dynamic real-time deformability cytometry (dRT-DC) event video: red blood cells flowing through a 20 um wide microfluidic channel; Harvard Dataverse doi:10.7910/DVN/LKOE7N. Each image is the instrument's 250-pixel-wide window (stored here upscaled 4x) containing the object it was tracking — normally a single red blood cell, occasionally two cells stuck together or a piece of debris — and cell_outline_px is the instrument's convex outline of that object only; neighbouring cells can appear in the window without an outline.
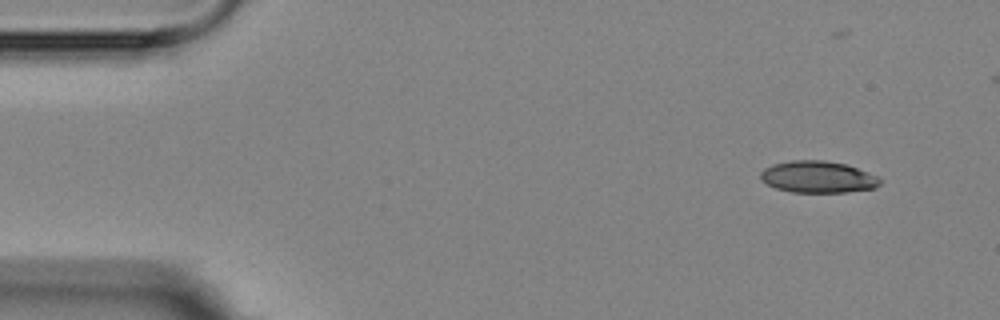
{"species": "Egyptian fruit bat (a non-hibernating species)", "species_latin": "Rousettus aegyptiacus", "temperature_condition": "room temperature", "stored_images_in_passage": 4, "camera_frame_rate_fps": 3000, "um_per_image_px": 0.085, "animal": {"sex": "female"}, "frame": {"image": 1, "passage_image": 1, "time_ms": 0.0, "image_size_px": [1000, 320], "cell_outline_px": [[880, 184], [876, 188], [844, 192], [792, 192], [776, 188], [768, 184], [760, 176], [760, 172], [764, 168], [772, 164], [792, 160], [824, 160], [844, 164], [880, 176]], "centroid_in_image_um": [69.53, 15.04], "position_along_channel_um": 15.5, "area_um2": 22.02}}
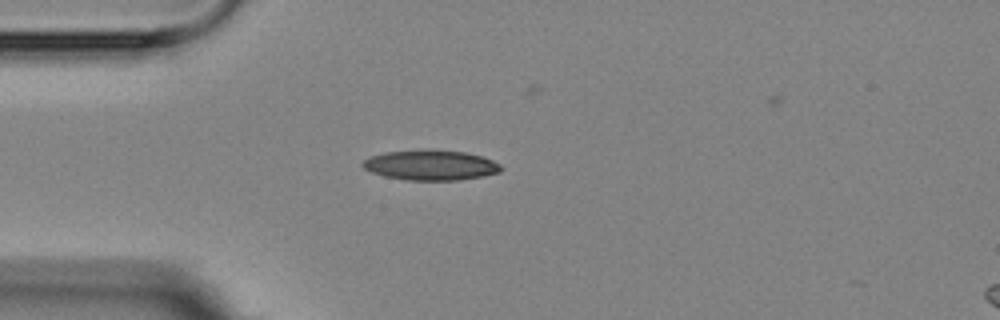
{"frame": {"image": 2, "passage_image": 3, "time_ms": 3.333, "image_size_px": [1000, 320], "cell_outline_px": [[504, 168], [500, 172], [460, 180], [404, 180], [384, 176], [372, 172], [364, 168], [360, 164], [364, 160], [372, 156], [384, 152], [464, 152], [480, 156], [492, 160], [500, 164]], "centroid_in_image_um": [36.61, 14.08], "position_along_channel_um": 48.4, "area_um2": 23.35}}